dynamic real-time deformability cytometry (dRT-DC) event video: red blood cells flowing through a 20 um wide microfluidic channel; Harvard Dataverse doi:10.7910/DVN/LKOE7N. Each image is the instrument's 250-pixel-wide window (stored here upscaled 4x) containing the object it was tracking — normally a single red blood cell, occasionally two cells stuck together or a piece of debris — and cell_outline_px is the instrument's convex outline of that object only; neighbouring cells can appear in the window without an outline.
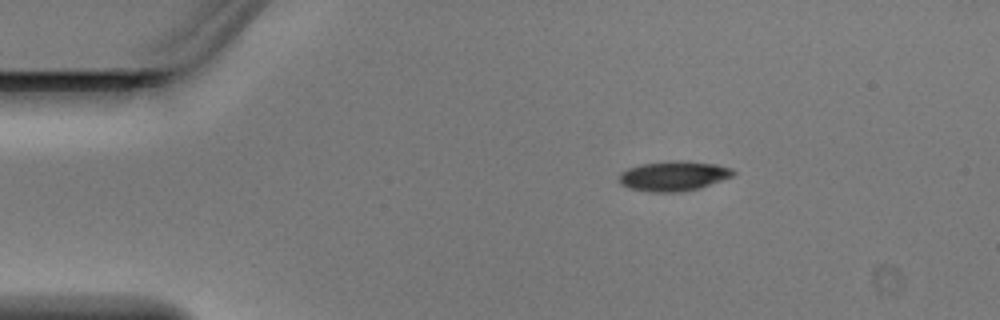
{"species": "Egyptian fruit bat (a non-hibernating species)", "species_latin": "Rousettus aegyptiacus", "temperature_condition": "warm", "stored_images_in_passage": 3, "segment_of_instrument_passage": [1, 2], "camera_frame_rate_fps": 3000, "um_per_image_px": 0.085, "animal": {"sex": "male"}, "frame": {"image": 1, "passage_image": 1, "time_ms": 0.0, "image_size_px": [1000, 320], "cell_outline_px": [[736, 172], [732, 176], [700, 188], [680, 192], [648, 192], [628, 188], [620, 184], [620, 172], [628, 168], [640, 164], [672, 160], [680, 160], [716, 164], [732, 168]], "centroid_in_image_um": [57.24, 14.96], "position_along_channel_um": 27.8, "area_um2": 20.0}}